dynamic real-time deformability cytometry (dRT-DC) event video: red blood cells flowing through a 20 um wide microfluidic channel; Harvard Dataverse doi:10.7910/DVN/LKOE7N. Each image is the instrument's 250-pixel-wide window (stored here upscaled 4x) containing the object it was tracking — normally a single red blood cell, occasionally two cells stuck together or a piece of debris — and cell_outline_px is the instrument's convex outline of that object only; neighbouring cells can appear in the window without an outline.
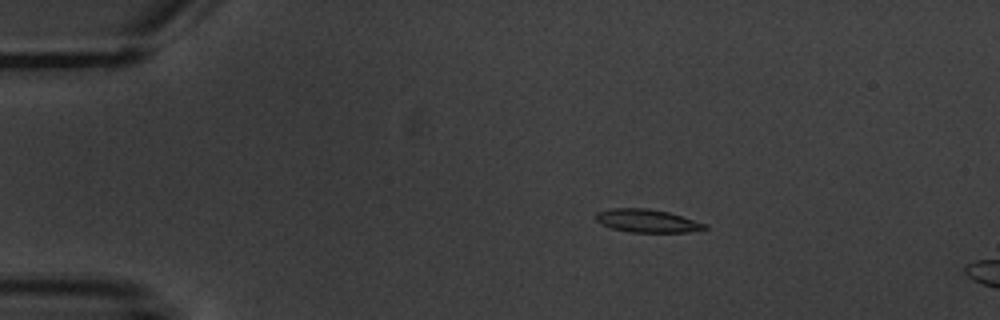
{"species": "common noctule bat (a hibernating species)", "species_latin": "Nyctalus noctula", "temperature_condition": "warm", "stored_images_in_passage": 5, "camera_frame_rate_fps": 3000, "um_per_image_px": 0.085, "animal": {"sex": "male", "body_mass_g": 20.1, "forearm_length_mm": 53.5}, "frame": {"image": 1, "passage_image": 3, "time_ms": 2.333, "image_size_px": [1000, 320], "cell_outline_px": [[708, 228], [688, 232], [632, 232], [612, 228], [600, 224], [596, 220], [596, 212], [612, 208], [648, 208], [668, 212], [708, 224]], "centroid_in_image_um": [55.01, 18.77], "position_along_channel_um": 30.0, "area_um2": 14.62}}